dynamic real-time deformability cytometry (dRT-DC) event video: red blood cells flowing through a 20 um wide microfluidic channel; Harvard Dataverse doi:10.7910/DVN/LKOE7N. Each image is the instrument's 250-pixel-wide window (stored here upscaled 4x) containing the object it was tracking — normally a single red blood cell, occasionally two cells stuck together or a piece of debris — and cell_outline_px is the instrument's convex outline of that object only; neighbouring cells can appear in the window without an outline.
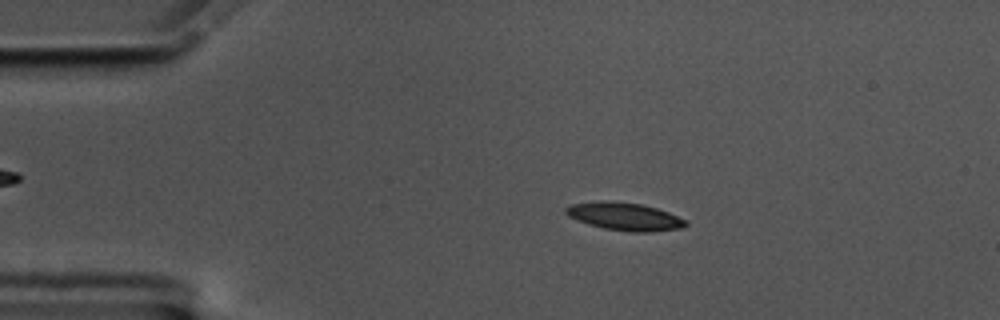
{"species": "common noctule bat (a hibernating species)", "species_latin": "Nyctalus noctula", "temperature_condition": "cold", "stored_images_in_passage": 57, "camera_frame_rate_fps": 3000, "um_per_image_px": 0.085, "animal": {"sex": "male", "body_mass_g": 17.5, "forearm_length_mm": 52.3}, "frame": {"image": 1, "passage_image": 11, "time_ms": 3.333, "image_size_px": [1000, 320], "cell_outline_px": [[688, 224], [684, 228], [652, 232], [628, 232], [604, 228], [588, 224], [576, 220], [568, 216], [564, 212], [564, 208], [568, 204], [600, 200], [612, 200], [640, 204], [656, 208], [668, 212], [688, 220]], "centroid_in_image_um": [53.07, 18.39], "position_along_channel_um": 31.9, "area_um2": 19.88}}
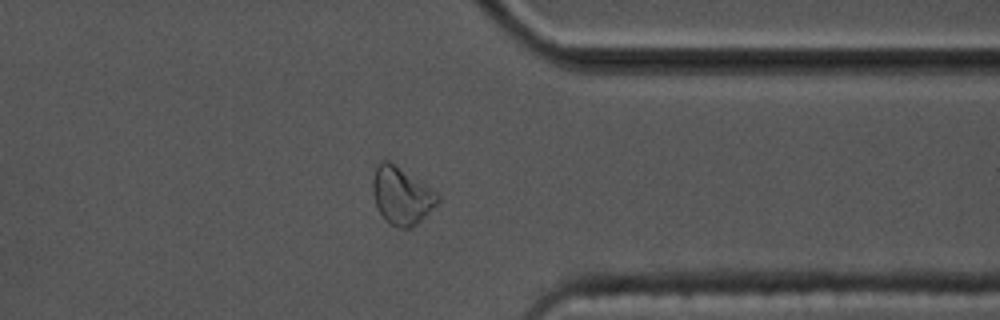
{"frame": {"image": 2, "passage_image": 45, "time_ms": 14.667, "image_size_px": [1000, 320], "cell_outline_px": [[440, 200], [412, 228], [400, 228], [392, 224], [380, 212], [376, 204], [372, 192], [372, 180], [376, 168], [380, 160], [388, 160], [436, 192], [440, 196]], "centroid_in_image_um": [34.11, 16.62], "position_along_channel_um": 377.3, "area_um2": 21.1}}
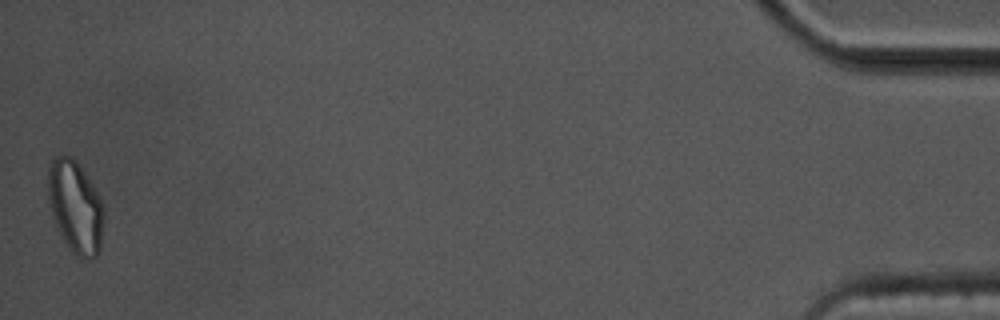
{"frame": {"image": 3, "passage_image": 57, "time_ms": 18.667, "image_size_px": [1000, 320], "cell_outline_px": [[104, 220], [100, 252], [96, 256], [88, 260], [84, 260], [76, 256], [72, 252], [64, 240], [52, 216], [48, 200], [48, 164], [52, 156], [72, 156], [76, 160], [84, 172], [96, 192], [104, 208]], "centroid_in_image_um": [6.4, 17.59], "position_along_channel_um": 428.8, "area_um2": 30.17}, "authors_computed_cell_mechanics": {"area_um2": 18.7272, "velocity_mm_per_s": 3.4996, "shape_relaxation_time_tau1_ms": 7.7193, "shape_relaxation_time_tau2_ms": 8.1806, "deformation_change_tau1": 0.1606, "deformation_change_tau2": 0.1449}}